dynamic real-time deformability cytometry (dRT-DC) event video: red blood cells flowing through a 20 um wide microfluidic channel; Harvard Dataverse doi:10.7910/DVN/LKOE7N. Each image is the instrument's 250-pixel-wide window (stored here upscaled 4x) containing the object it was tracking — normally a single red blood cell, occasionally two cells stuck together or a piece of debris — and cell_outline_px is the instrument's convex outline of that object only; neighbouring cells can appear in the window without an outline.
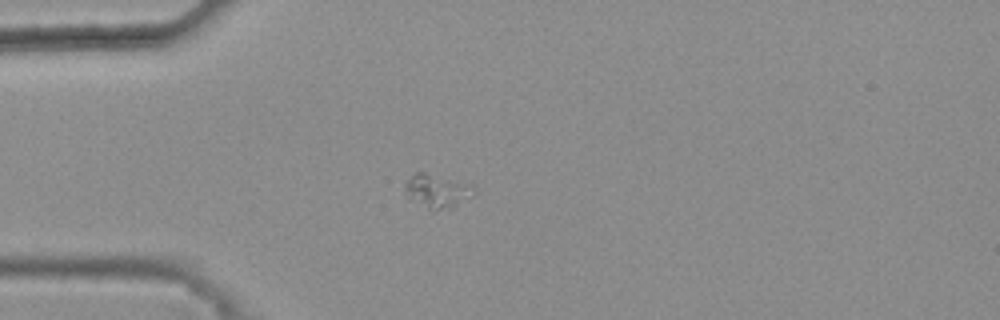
{"species": "common noctule bat (a hibernating species)", "species_latin": "Nyctalus noctula", "temperature_condition": "warm", "stored_images_in_passage": 32, "camera_frame_rate_fps": 3000, "um_per_image_px": 0.085, "animal": {"sex": "female", "body_mass_g": 25.1}, "frame": {"image": 1, "passage_image": 1, "time_ms": 0.0, "image_size_px": [1000, 320], "cell_outline_px": [[476, 196], [452, 208], [432, 212], [408, 200], [404, 196], [404, 184], [416, 172], [424, 172], [472, 184], [476, 188]], "centroid_in_image_um": [37.17, 16.29], "position_along_channel_um": 47.8, "area_um2": 14.33}}
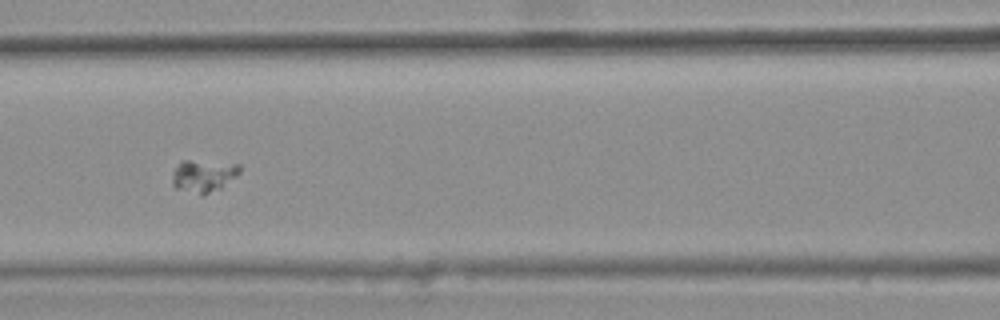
{"frame": {"image": 2, "passage_image": 10, "time_ms": 3.0, "image_size_px": [1000, 320], "cell_outline_px": [[240, 172], [236, 176], [220, 188], [204, 196], [200, 196], [176, 188], [172, 184], [172, 172], [180, 160], [188, 160], [240, 164]], "centroid_in_image_um": [17.25, 14.96], "position_along_channel_um": 149.3, "area_um2": 12.89}}
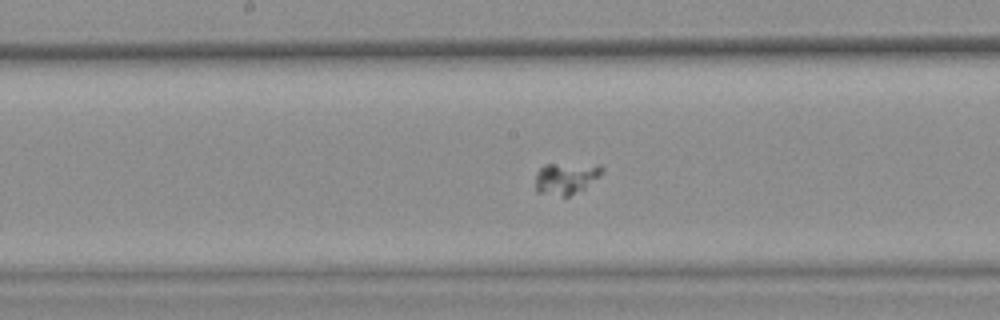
{"frame": {"image": 3, "passage_image": 14, "time_ms": 4.333, "image_size_px": [1000, 320], "cell_outline_px": [[604, 168], [600, 176], [584, 188], [568, 196], [560, 196], [536, 192], [536, 172], [544, 164], [600, 164]], "centroid_in_image_um": [48.11, 15.14], "position_along_channel_um": 200.1, "area_um2": 12.31}}